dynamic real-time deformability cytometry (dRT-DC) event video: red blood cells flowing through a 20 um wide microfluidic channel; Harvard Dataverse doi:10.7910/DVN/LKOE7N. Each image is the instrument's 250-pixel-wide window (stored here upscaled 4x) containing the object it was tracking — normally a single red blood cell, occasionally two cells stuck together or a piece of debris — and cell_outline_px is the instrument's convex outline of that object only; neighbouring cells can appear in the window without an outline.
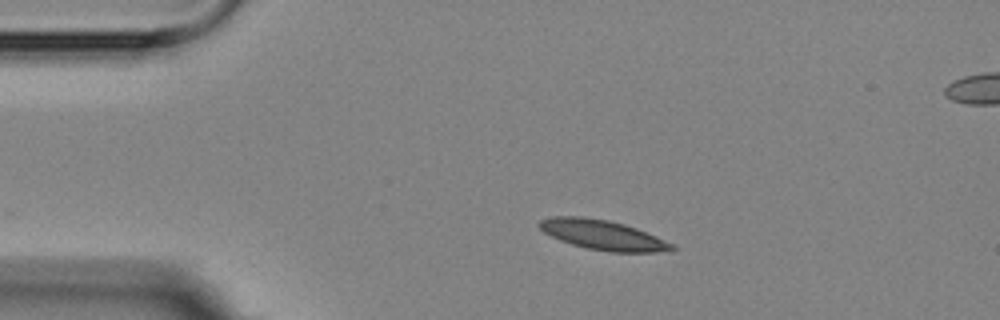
{"species": "Egyptian fruit bat (a non-hibernating species)", "species_latin": "Rousettus aegyptiacus", "temperature_condition": "room temperature", "stored_images_in_passage": 4, "camera_frame_rate_fps": 3000, "um_per_image_px": 0.085, "animal": {"sex": "female"}, "frame": {"image": 1, "passage_image": 1, "time_ms": 0.0, "image_size_px": [1000, 320], "cell_outline_px": [[676, 248], [656, 252], [608, 252], [584, 248], [560, 240], [544, 232], [536, 224], [540, 220], [552, 216], [580, 216], [608, 220], [624, 224], [636, 228], [656, 236], [672, 244]], "centroid_in_image_um": [51.18, 19.96], "position_along_channel_um": 33.8, "area_um2": 22.89}}
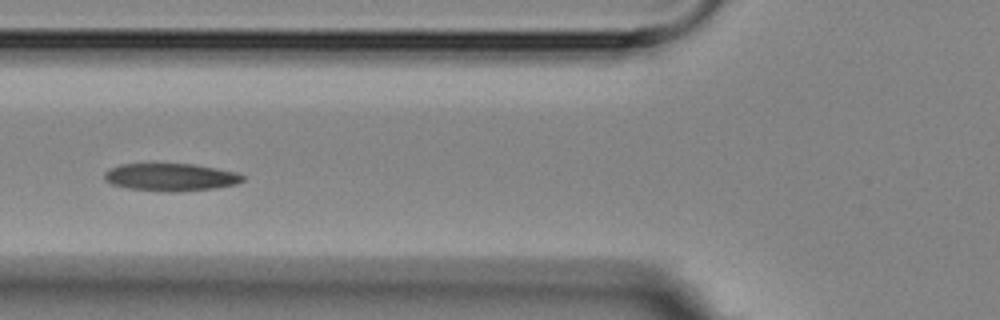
{"frame": {"image": 2, "passage_image": 4, "time_ms": 3.333, "image_size_px": [1000, 320], "cell_outline_px": [[244, 180], [236, 184], [212, 188], [176, 192], [168, 192], [128, 188], [112, 184], [104, 180], [104, 172], [120, 164], [192, 164], [216, 168], [236, 172], [244, 176]], "centroid_in_image_um": [14.5, 15.06], "position_along_channel_um": 111.3, "area_um2": 22.08}}